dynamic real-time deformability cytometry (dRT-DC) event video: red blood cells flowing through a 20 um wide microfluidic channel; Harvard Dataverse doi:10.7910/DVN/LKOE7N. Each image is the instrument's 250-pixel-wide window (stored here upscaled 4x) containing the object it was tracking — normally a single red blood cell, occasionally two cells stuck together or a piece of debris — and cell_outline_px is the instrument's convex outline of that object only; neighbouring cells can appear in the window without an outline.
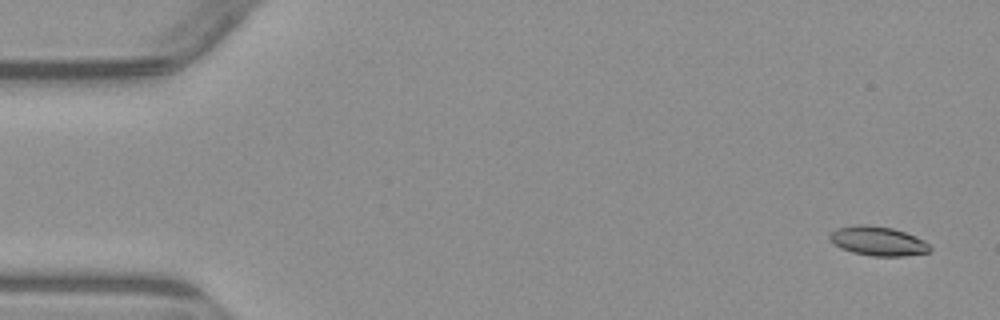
{"species": "common noctule bat (a hibernating species)", "species_latin": "Nyctalus noctula", "temperature_condition": "warm", "stored_images_in_passage": 6, "camera_frame_rate_fps": 3000, "um_per_image_px": 0.085, "animal": {"sex": "male", "body_mass_g": 23.1, "forearm_length_mm": 52.7}, "frame": {"image": 1, "passage_image": 1, "time_ms": 0.0, "image_size_px": [1000, 320], "cell_outline_px": [[932, 248], [928, 252], [904, 256], [872, 256], [852, 252], [840, 248], [832, 244], [828, 240], [828, 236], [836, 228], [860, 224], [868, 224], [892, 228], [916, 236], [924, 240]], "centroid_in_image_um": [74.59, 20.49], "position_along_channel_um": 10.4, "area_um2": 17.22}}
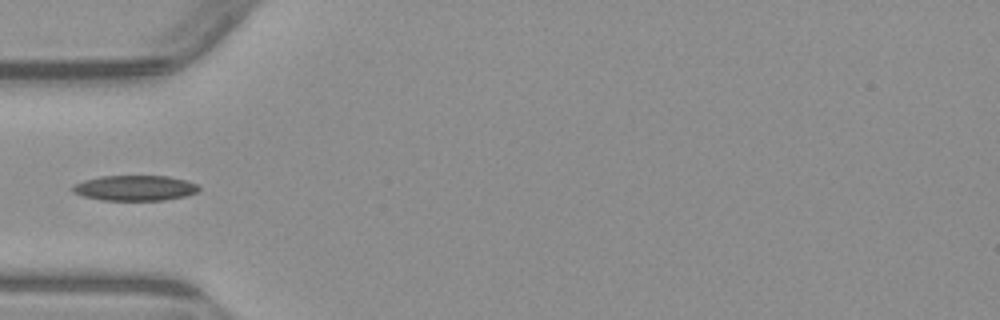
{"frame": {"image": 2, "passage_image": 5, "time_ms": 5.0, "image_size_px": [1000, 320], "cell_outline_px": [[200, 188], [196, 192], [188, 196], [164, 200], [100, 200], [84, 196], [72, 192], [72, 184], [84, 180], [100, 176], [168, 176], [184, 180], [196, 184]], "centroid_in_image_um": [11.44, 15.98], "position_along_channel_um": 73.6, "area_um2": 18.67}}
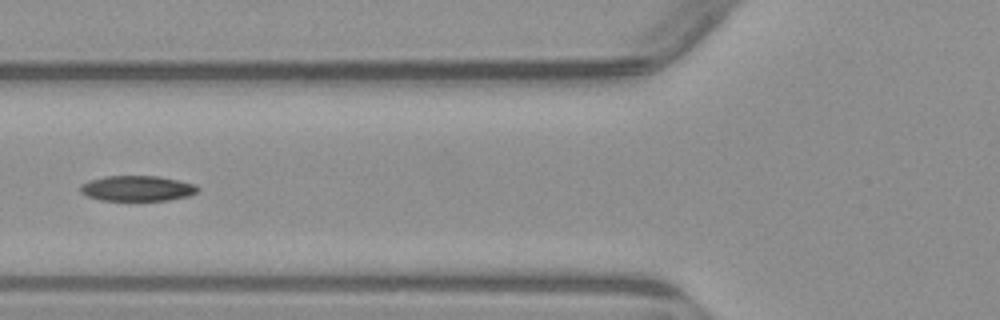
{"frame": {"image": 3, "passage_image": 6, "time_ms": 6.0, "image_size_px": [1000, 320], "cell_outline_px": [[200, 188], [196, 192], [188, 196], [168, 200], [100, 200], [88, 196], [80, 192], [80, 184], [88, 180], [104, 176], [160, 176], [180, 180], [196, 184]], "centroid_in_image_um": [11.66, 16.0], "position_along_channel_um": 114.1, "area_um2": 17.51}}